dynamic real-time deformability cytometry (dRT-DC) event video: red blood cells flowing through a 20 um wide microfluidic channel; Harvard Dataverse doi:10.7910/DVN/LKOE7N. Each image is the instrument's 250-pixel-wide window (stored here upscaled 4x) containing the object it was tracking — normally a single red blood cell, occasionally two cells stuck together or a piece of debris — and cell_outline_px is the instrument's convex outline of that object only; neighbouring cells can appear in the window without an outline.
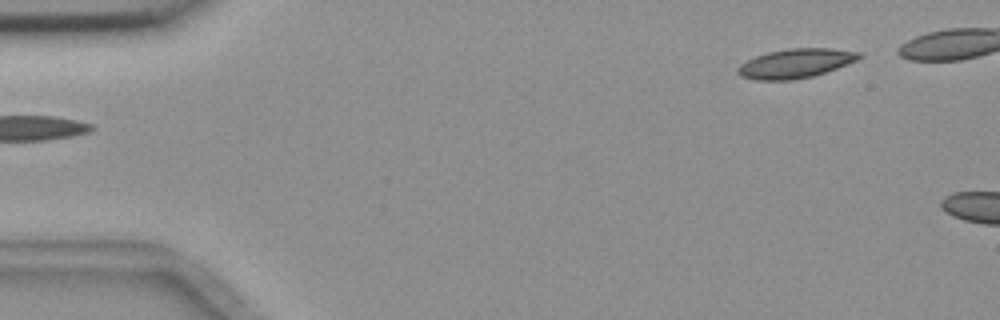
{"species": "common noctule bat (a hibernating species)", "species_latin": "Nyctalus noctula", "temperature_condition": "room temperature", "stored_images_in_passage": 2, "camera_frame_rate_fps": 3000, "um_per_image_px": 0.085, "animal": {"sex": "female", "body_mass_g": 18.4}, "frame": {"image": 1, "passage_image": 2, "time_ms": 1.333, "image_size_px": [1000, 320], "cell_outline_px": [[864, 56], [856, 60], [836, 68], [812, 76], [792, 80], [756, 80], [740, 76], [736, 72], [736, 68], [740, 64], [756, 56], [768, 52], [788, 48], [828, 48], [860, 52]], "centroid_in_image_um": [67.59, 5.38], "position_along_channel_um": 17.4, "area_um2": 20.58}}